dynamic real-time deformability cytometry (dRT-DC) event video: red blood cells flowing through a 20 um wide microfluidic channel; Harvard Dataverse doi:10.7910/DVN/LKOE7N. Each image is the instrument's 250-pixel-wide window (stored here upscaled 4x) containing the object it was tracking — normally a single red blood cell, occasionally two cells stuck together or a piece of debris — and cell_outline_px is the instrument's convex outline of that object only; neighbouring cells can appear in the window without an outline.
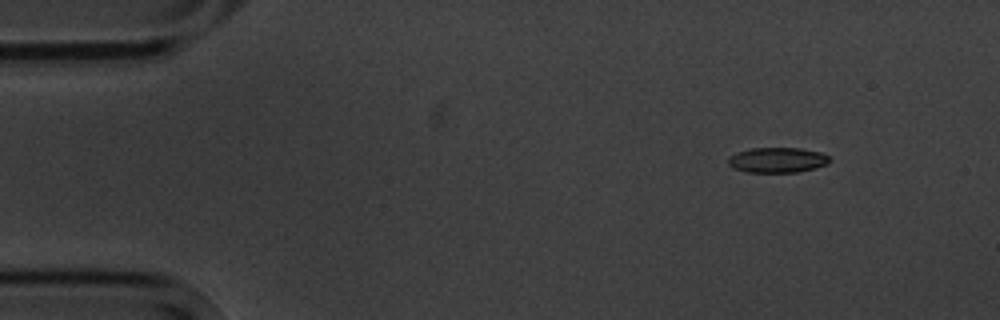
{"species": "common noctule bat (a hibernating species)", "species_latin": "Nyctalus noctula", "temperature_condition": "cold", "stored_images_in_passage": 6, "camera_frame_rate_fps": 3000, "um_per_image_px": 0.085, "animal": {"sex": "male", "body_mass_g": 20.1, "forearm_length_mm": 53.5}, "frame": {"image": 1, "passage_image": 1, "time_ms": 0.0, "image_size_px": [1000, 320], "cell_outline_px": [[832, 160], [828, 164], [816, 168], [796, 172], [744, 172], [728, 164], [728, 156], [736, 152], [752, 148], [800, 148], [820, 152], [828, 156]], "centroid_in_image_um": [66.09, 13.6], "position_along_channel_um": 18.9, "area_um2": 14.97}}
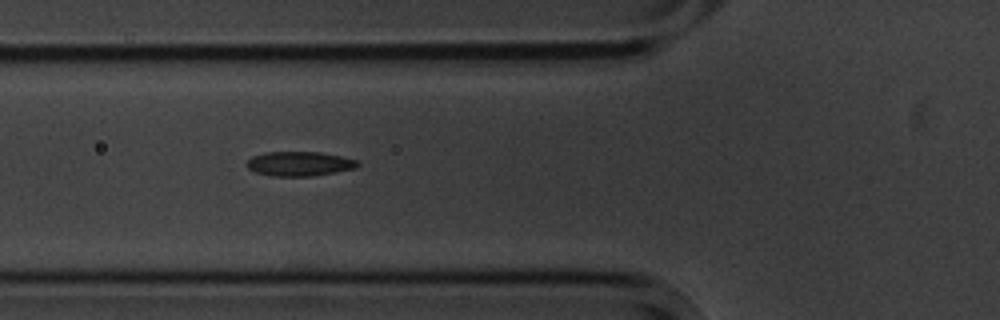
{"frame": {"image": 2, "passage_image": 5, "time_ms": 4.667, "image_size_px": [1000, 320], "cell_outline_px": [[360, 164], [356, 168], [336, 172], [312, 176], [272, 176], [256, 172], [248, 168], [244, 164], [252, 156], [264, 152], [320, 152], [340, 156], [356, 160]], "centroid_in_image_um": [25.42, 13.92], "position_along_channel_um": 100.4, "area_um2": 15.84}}
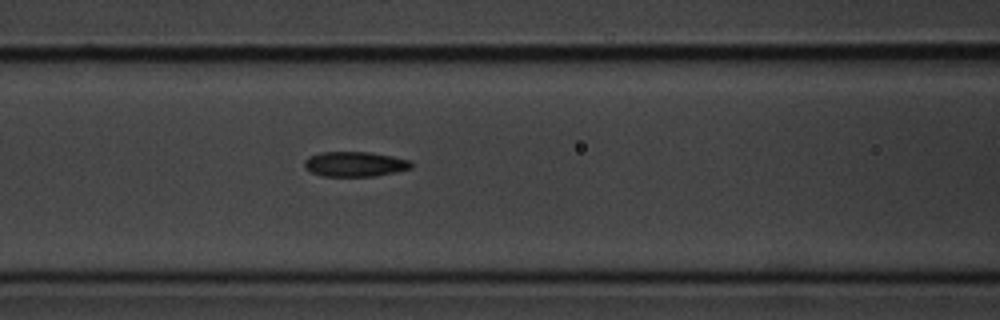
{"frame": {"image": 3, "passage_image": 6, "time_ms": 5.667, "image_size_px": [1000, 320], "cell_outline_px": [[412, 168], [396, 172], [376, 176], [324, 176], [312, 172], [304, 168], [304, 160], [308, 156], [320, 152], [368, 152], [392, 156], [412, 160]], "centroid_in_image_um": [30.17, 13.94], "position_along_channel_um": 136.4, "area_um2": 15.66}}